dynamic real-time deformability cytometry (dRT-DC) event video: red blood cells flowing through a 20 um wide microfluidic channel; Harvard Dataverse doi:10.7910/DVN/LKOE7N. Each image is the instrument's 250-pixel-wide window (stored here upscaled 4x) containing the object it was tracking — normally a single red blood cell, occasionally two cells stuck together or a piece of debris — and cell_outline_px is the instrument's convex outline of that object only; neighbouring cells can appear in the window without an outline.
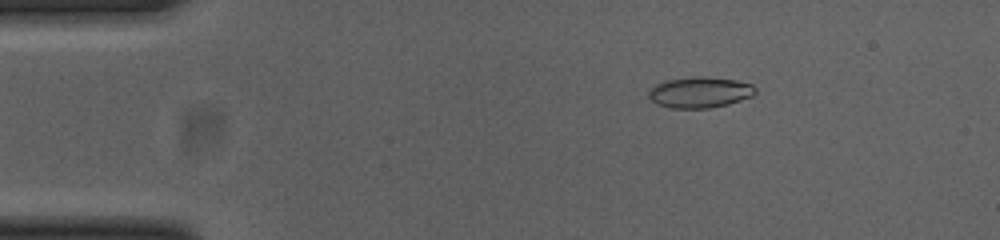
{"species": "common noctule bat (a hibernating species)", "species_latin": "Nyctalus noctula", "temperature_condition": "cold", "stored_images_in_passage": 45, "camera_frame_rate_fps": 3000, "um_per_image_px": 0.085, "animal": {"sex": "female", "body_mass_g": 23.0, "forearm_length_mm": 53.4}, "frame": {"image": 1, "passage_image": 1, "time_ms": 0.0, "image_size_px": [1000, 240], "cell_outline_px": [[756, 92], [752, 96], [728, 104], [708, 108], [668, 108], [656, 104], [648, 96], [648, 92], [656, 84], [668, 80], [692, 76], [704, 76], [736, 80], [752, 84], [756, 88]], "centroid_in_image_um": [59.49, 7.84], "position_along_channel_um": 25.5, "area_um2": 19.25}}
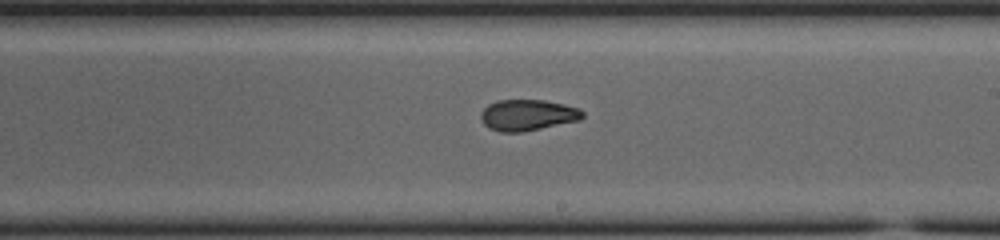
{"frame": {"image": 2, "passage_image": 23, "time_ms": 7.333, "image_size_px": [1000, 240], "cell_outline_px": [[584, 116], [580, 120], [524, 132], [500, 132], [488, 128], [480, 120], [480, 112], [488, 104], [496, 100], [544, 100], [564, 104], [580, 108], [584, 112]], "centroid_in_image_um": [44.83, 9.78], "position_along_channel_um": 244.2, "area_um2": 18.73}}
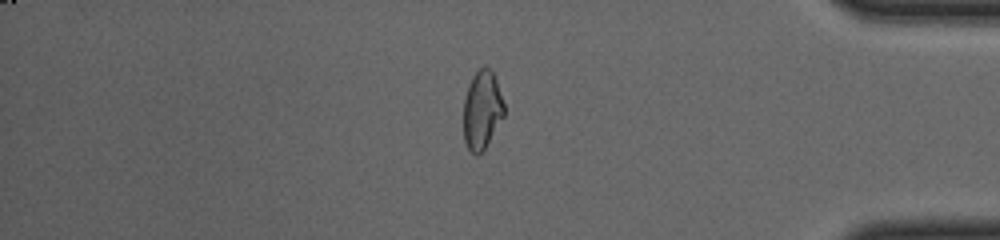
{"frame": {"image": 3, "passage_image": 37, "time_ms": 12.0, "image_size_px": [1000, 240], "cell_outline_px": [[504, 116], [484, 148], [476, 156], [468, 148], [464, 140], [464, 100], [468, 84], [472, 76], [480, 68], [488, 68], [492, 72], [496, 80], [504, 104]], "centroid_in_image_um": [40.96, 9.34], "position_along_channel_um": 394.2, "area_um2": 18.21}, "authors_computed_cell_mechanics": {"area_um2": 18.8428, "velocity_mm_per_s": 3.8671, "shape_relaxation_time_tau1_ms": null, "shape_relaxation_time_tau2_ms": 1.723, "deformation_change_tau1": null, "deformation_change_tau2": 0.0739}}